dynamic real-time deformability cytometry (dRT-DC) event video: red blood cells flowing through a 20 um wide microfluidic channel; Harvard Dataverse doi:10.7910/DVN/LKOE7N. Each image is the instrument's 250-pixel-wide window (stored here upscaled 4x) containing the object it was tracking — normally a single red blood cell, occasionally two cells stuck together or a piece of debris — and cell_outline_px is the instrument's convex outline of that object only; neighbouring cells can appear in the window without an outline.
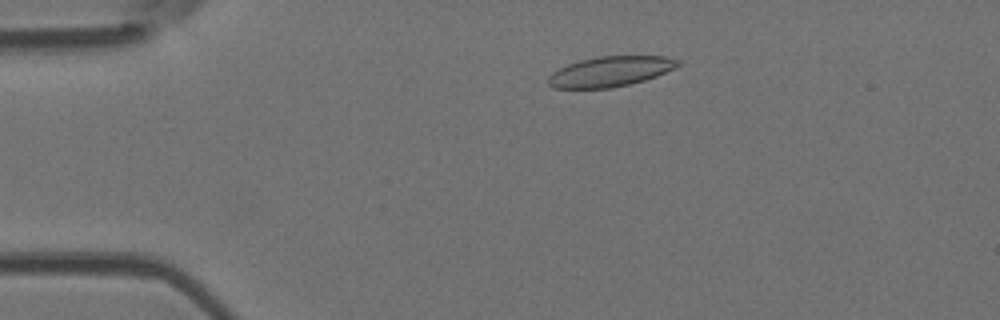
{"species": "Egyptian fruit bat (a non-hibernating species)", "species_latin": "Rousettus aegyptiacus", "temperature_condition": "room temperature", "stored_images_in_passage": 52, "camera_frame_rate_fps": 3000, "um_per_image_px": 0.085, "animal": {"sex": "female"}, "frame": {"image": 1, "passage_image": 10, "time_ms": 3.0, "image_size_px": [1000, 320], "cell_outline_px": [[680, 64], [676, 68], [656, 76], [644, 80], [612, 88], [552, 88], [548, 84], [548, 76], [552, 72], [568, 64], [580, 60], [596, 56], [664, 56], [680, 60]], "centroid_in_image_um": [51.87, 6.07], "position_along_channel_um": 33.1, "area_um2": 22.83}}
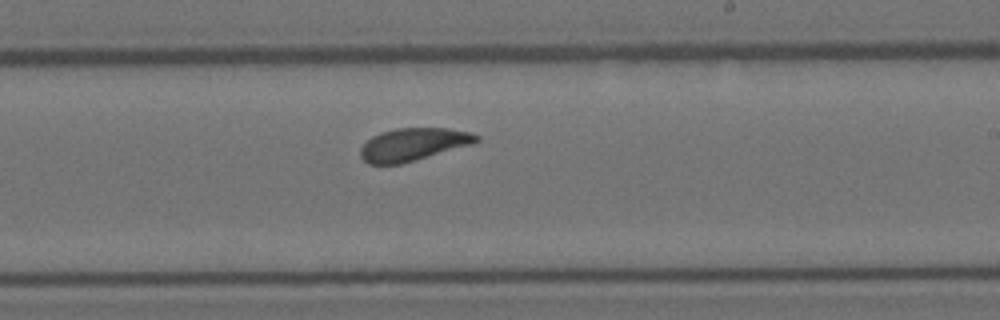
{"frame": {"image": 2, "passage_image": 31, "time_ms": 10.0, "image_size_px": [1000, 320], "cell_outline_px": [[480, 140], [472, 144], [416, 160], [400, 164], [368, 164], [360, 156], [360, 148], [372, 136], [380, 132], [396, 128], [448, 128], [472, 132], [480, 136]], "centroid_in_image_um": [35.13, 12.27], "position_along_channel_um": 253.9, "area_um2": 22.14}}
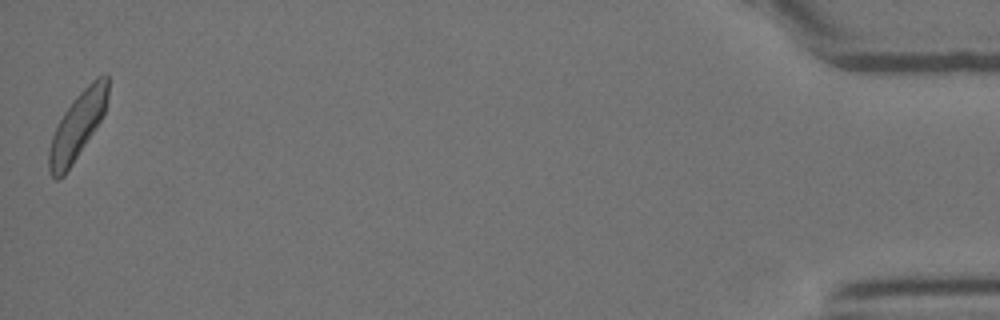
{"frame": {"image": 3, "passage_image": 52, "time_ms": 17.0, "image_size_px": [1000, 320], "cell_outline_px": [[108, 96], [104, 112], [96, 128], [64, 176], [56, 180], [52, 176], [48, 168], [48, 152], [52, 136], [64, 112], [72, 100], [96, 76], [104, 72], [108, 72]], "centroid_in_image_um": [6.59, 10.67], "position_along_channel_um": 428.6, "area_um2": 22.83}, "authors_computed_cell_mechanics": {"area_um2": 22.7443, "velocity_mm_per_s": 3.8149, "shape_relaxation_time_tau1_ms": 4.0292, "shape_relaxation_time_tau2_ms": 1.6603, "deformation_change_tau1": 0.1012, "deformation_change_tau2": 0.0695}}